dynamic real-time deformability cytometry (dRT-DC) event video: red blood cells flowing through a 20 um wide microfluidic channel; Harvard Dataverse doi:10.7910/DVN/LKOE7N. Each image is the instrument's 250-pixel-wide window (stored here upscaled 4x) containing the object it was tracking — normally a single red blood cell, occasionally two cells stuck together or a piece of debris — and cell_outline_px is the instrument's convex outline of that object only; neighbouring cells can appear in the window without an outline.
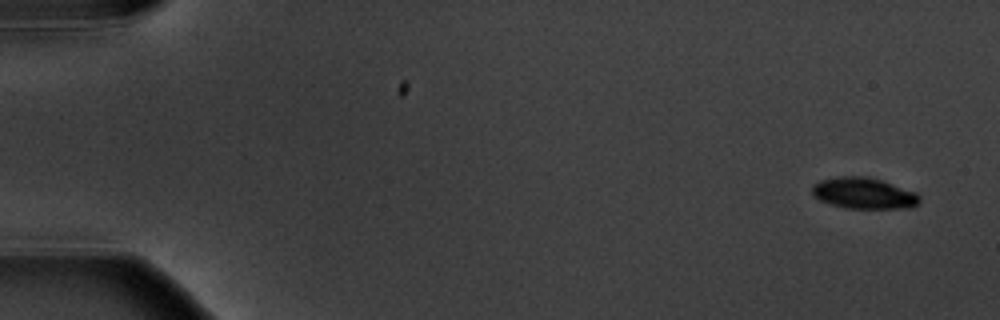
{"species": "common noctule bat (a hibernating species)", "species_latin": "Nyctalus noctula", "temperature_condition": "warm", "stored_images_in_passage": 5, "camera_frame_rate_fps": 3000, "um_per_image_px": 0.085, "animal": {"sex": "male", "body_mass_g": 20.1, "forearm_length_mm": 53.5}, "frame": {"image": 1, "passage_image": 1, "time_ms": 0.0, "image_size_px": [1000, 320], "cell_outline_px": [[920, 200], [912, 208], [844, 208], [820, 200], [812, 196], [812, 184], [820, 180], [840, 176], [868, 176], [884, 180], [916, 192], [920, 196]], "centroid_in_image_um": [73.42, 16.41], "position_along_channel_um": 11.6, "area_um2": 19.77}}